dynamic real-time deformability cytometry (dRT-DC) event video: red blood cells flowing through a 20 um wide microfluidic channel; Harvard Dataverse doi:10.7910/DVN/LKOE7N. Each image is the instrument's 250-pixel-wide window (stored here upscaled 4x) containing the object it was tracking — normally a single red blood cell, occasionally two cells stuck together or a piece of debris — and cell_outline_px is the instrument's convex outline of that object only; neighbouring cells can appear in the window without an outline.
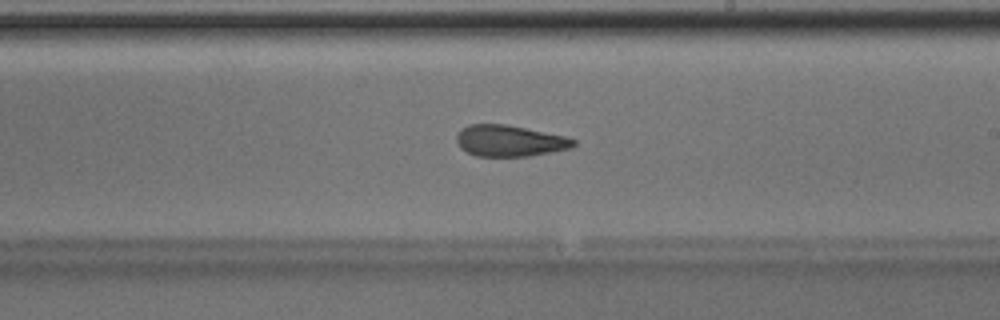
{"species": "Egyptian fruit bat (a non-hibernating species)", "species_latin": "Rousettus aegyptiacus", "temperature_condition": "room temperature", "stored_images_in_passage": 52, "camera_frame_rate_fps": 3000, "um_per_image_px": 0.085, "animal": {"sex": "male"}, "frame": {"image": 1, "passage_image": 30, "time_ms": 9.667, "image_size_px": [1000, 320], "cell_outline_px": [[576, 144], [572, 148], [528, 156], [476, 156], [460, 148], [456, 140], [456, 136], [468, 124], [504, 124], [564, 136], [576, 140]], "centroid_in_image_um": [43.31, 11.98], "position_along_channel_um": 245.7, "area_um2": 21.04}, "authors_computed_cell_mechanics": {"area_um2": 22.2819, "velocity_mm_per_s": 4.0195, "shape_relaxation_time_tau1_ms": null, "shape_relaxation_time_tau2_ms": 2.3462, "deformation_change_tau1": null, "deformation_change_tau2": 0.0896}}